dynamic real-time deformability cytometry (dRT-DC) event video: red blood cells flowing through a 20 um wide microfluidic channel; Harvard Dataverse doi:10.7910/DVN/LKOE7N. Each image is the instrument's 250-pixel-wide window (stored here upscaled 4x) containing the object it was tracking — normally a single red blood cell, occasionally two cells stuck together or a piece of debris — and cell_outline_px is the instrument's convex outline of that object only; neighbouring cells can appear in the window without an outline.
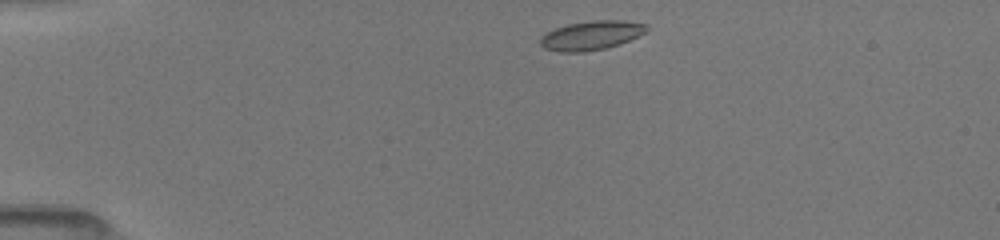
{"species": "common noctule bat (a hibernating species)", "species_latin": "Nyctalus noctula", "temperature_condition": "room temperature", "stored_images_in_passage": 39, "camera_frame_rate_fps": 3000, "um_per_image_px": 0.085, "animal": {"sex": "female", "body_mass_g": 19.5, "forearm_length_mm": 54.1}, "frame": {"image": 1, "passage_image": 1, "time_ms": 0.0, "image_size_px": [1000, 240], "cell_outline_px": [[648, 32], [620, 44], [604, 48], [584, 52], [560, 52], [544, 48], [540, 44], [540, 36], [556, 28], [568, 24], [592, 20], [624, 20], [648, 24]], "centroid_in_image_um": [50.3, 3.0], "position_along_channel_um": 34.7, "area_um2": 18.15}}
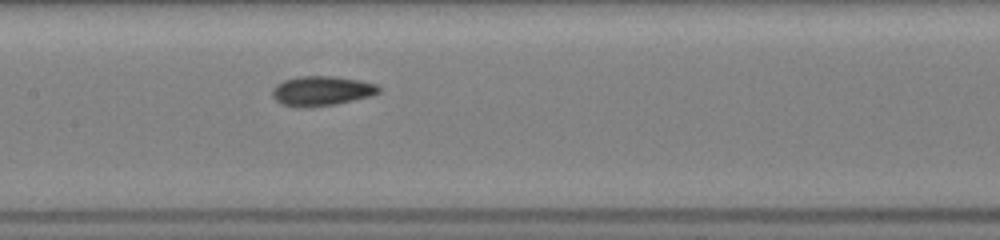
{"frame": {"image": 2, "passage_image": 16, "time_ms": 5.0, "image_size_px": [1000, 240], "cell_outline_px": [[380, 92], [372, 96], [336, 104], [308, 108], [284, 104], [276, 100], [272, 96], [272, 88], [276, 84], [284, 80], [300, 76], [332, 76], [360, 80], [376, 84], [380, 88]], "centroid_in_image_um": [27.35, 7.72], "position_along_channel_um": 180.0, "area_um2": 18.44}}
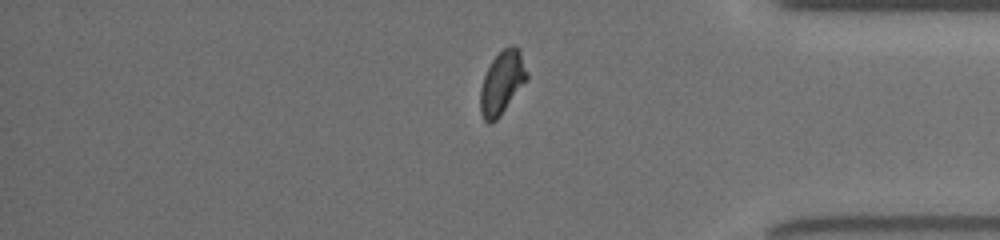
{"frame": {"image": 3, "passage_image": 33, "time_ms": 10.667, "image_size_px": [1000, 240], "cell_outline_px": [[528, 80], [500, 116], [492, 124], [488, 124], [484, 120], [480, 112], [480, 88], [484, 76], [492, 60], [504, 48], [512, 44], [520, 48], [528, 72]], "centroid_in_image_um": [42.7, 7.03], "position_along_channel_um": 392.5, "area_um2": 17.46}, "authors_computed_cell_mechanics": {"area_um2": 17.5712, "velocity_mm_per_s": 4.0467, "shape_relaxation_time_tau1_ms": 3.5028, "shape_relaxation_time_tau2_ms": 0.8972, "deformation_change_tau1": 0.1281, "deformation_change_tau2": 0.0486}}